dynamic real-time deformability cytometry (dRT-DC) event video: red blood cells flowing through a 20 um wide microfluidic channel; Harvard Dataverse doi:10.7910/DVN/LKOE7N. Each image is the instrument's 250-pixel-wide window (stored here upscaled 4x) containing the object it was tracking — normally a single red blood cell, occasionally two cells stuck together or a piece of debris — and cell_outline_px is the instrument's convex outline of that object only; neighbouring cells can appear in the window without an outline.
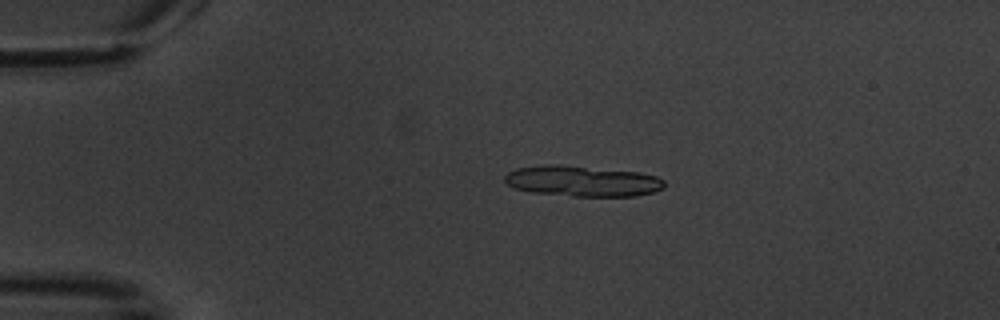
{"species": "common noctule bat (a hibernating species)", "species_latin": "Nyctalus noctula", "temperature_condition": "warm", "stored_images_in_passage": 6, "camera_frame_rate_fps": 3000, "um_per_image_px": 0.085, "animal": {"sex": "male", "body_mass_g": 20.1, "forearm_length_mm": 53.5}, "frame": {"image": 1, "passage_image": 4, "time_ms": 3.667, "image_size_px": [1000, 320], "cell_outline_px": [[664, 188], [652, 192], [636, 196], [572, 196], [528, 192], [512, 188], [504, 180], [504, 176], [508, 172], [516, 168], [548, 164], [556, 164], [640, 172], [656, 176], [664, 180]], "centroid_in_image_um": [49.47, 15.39], "position_along_channel_um": 35.5, "area_um2": 28.73}}